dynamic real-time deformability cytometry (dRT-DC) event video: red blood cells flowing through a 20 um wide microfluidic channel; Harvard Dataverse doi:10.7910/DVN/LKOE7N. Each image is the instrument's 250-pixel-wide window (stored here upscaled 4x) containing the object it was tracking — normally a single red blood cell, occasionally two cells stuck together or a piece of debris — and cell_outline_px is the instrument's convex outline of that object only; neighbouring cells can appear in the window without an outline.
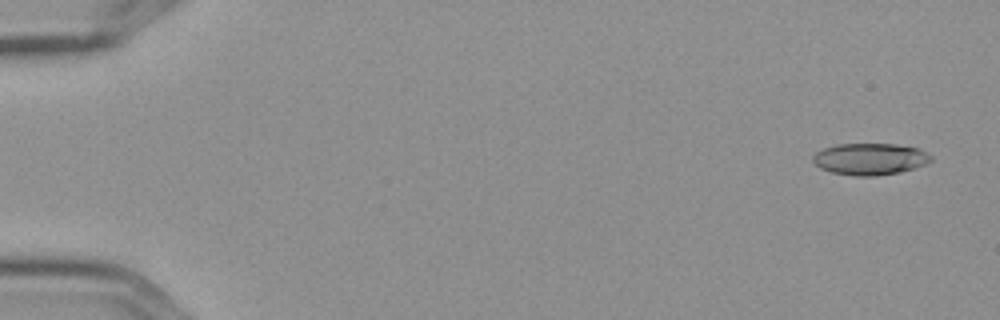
{"species": "Egyptian fruit bat (a non-hibernating species)", "species_latin": "Rousettus aegyptiacus", "temperature_condition": "cold", "stored_images_in_passage": 5, "camera_frame_rate_fps": 3000, "um_per_image_px": 0.085, "frame": {"image": 1, "passage_image": 1, "time_ms": 0.0, "image_size_px": [1000, 320], "cell_outline_px": [[932, 160], [924, 164], [900, 172], [872, 176], [856, 176], [832, 172], [820, 168], [812, 160], [812, 156], [816, 152], [824, 148], [836, 144], [896, 144], [920, 148], [932, 156]], "centroid_in_image_um": [73.94, 13.5], "position_along_channel_um": 11.1, "area_um2": 21.73}}
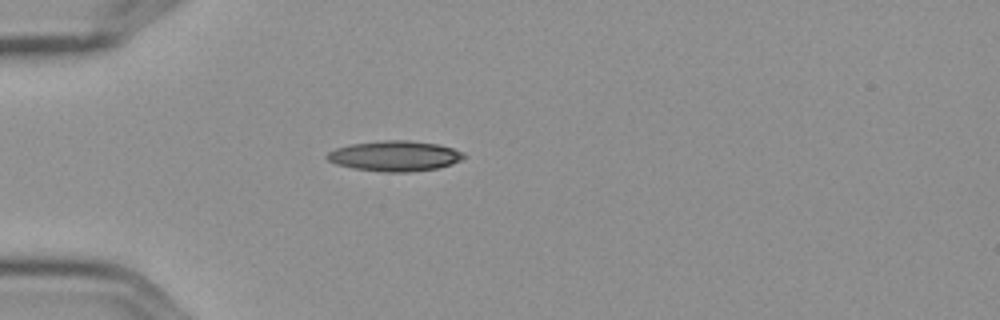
{"frame": {"image": 2, "passage_image": 5, "time_ms": 1.333, "image_size_px": [1000, 320], "cell_outline_px": [[468, 156], [452, 164], [436, 168], [408, 172], [384, 172], [352, 168], [336, 164], [328, 160], [324, 156], [328, 152], [336, 148], [352, 144], [384, 140], [408, 140], [440, 144], [464, 152]], "centroid_in_image_um": [33.57, 13.25], "position_along_channel_um": 51.4, "area_um2": 24.28}}